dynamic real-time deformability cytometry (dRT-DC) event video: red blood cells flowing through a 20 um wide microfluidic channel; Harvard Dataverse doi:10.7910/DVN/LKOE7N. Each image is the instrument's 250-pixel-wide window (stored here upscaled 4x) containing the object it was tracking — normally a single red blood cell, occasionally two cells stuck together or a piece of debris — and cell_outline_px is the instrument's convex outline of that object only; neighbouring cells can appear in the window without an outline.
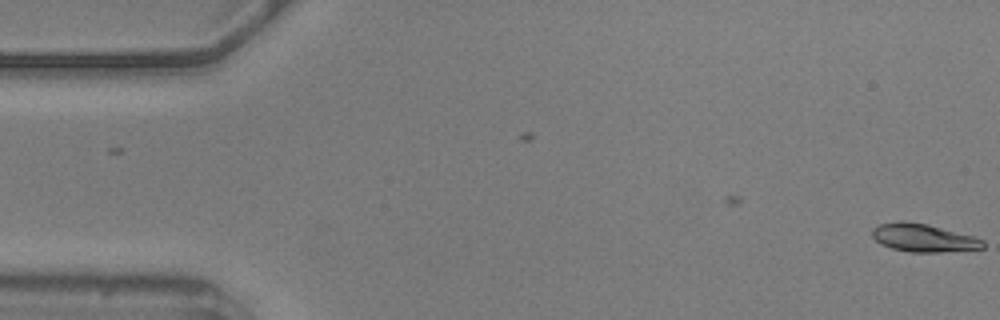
{"species": "common noctule bat (a hibernating species)", "species_latin": "Nyctalus noctula", "temperature_condition": "warm", "stored_images_in_passage": 43, "camera_frame_rate_fps": 3000, "um_per_image_px": 0.085, "animal": {"sex": "male", "body_mass_g": 20.5, "forearm_length_mm": 52.5}, "frame": {"image": 1, "passage_image": 1, "time_ms": 0.0, "image_size_px": [1000, 320], "cell_outline_px": [[984, 248], [940, 252], [912, 252], [892, 248], [880, 244], [872, 236], [872, 228], [880, 224], [900, 220], [928, 224], [972, 236], [984, 240]], "centroid_in_image_um": [78.47, 20.21], "position_along_channel_um": 6.5, "area_um2": 17.98}}
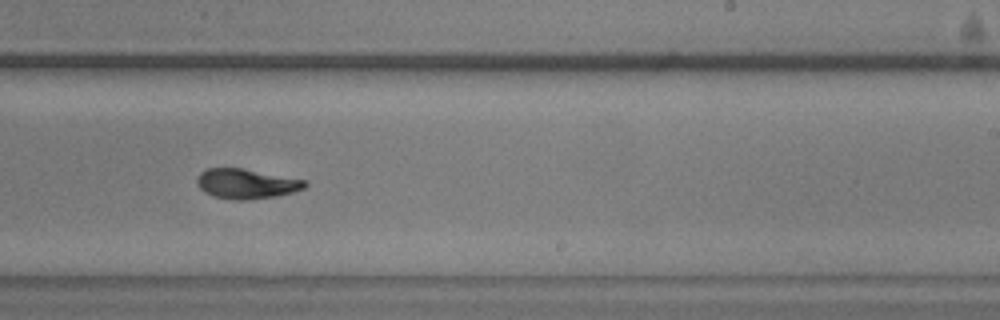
{"frame": {"image": 2, "passage_image": 34, "time_ms": 11.0, "image_size_px": [1000, 320], "cell_outline_px": [[308, 184], [304, 188], [292, 192], [276, 196], [248, 200], [236, 200], [212, 196], [204, 192], [200, 188], [196, 180], [200, 172], [208, 168], [244, 168], [308, 180]], "centroid_in_image_um": [20.96, 15.61], "position_along_channel_um": 268.0, "area_um2": 18.96}}
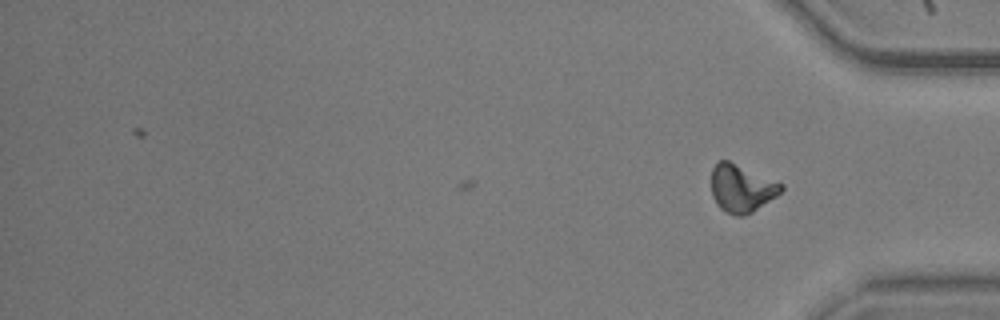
{"frame": {"image": 3, "passage_image": 43, "time_ms": 14.0, "image_size_px": [1000, 320], "cell_outline_px": [[784, 188], [776, 196], [752, 212], [744, 216], [736, 216], [724, 212], [716, 204], [712, 196], [712, 168], [716, 160], [728, 160], [784, 184]], "centroid_in_image_um": [63.01, 16.01], "position_along_channel_um": 372.2, "area_um2": 19.48}, "authors_computed_cell_mechanics": {"area_um2": 18.785, "velocity_mm_per_s": 3.5971, "shape_relaxation_time_tau1_ms": 4.3627, "shape_relaxation_time_tau2_ms": 2.0206, "deformation_change_tau1": 0.1799, "deformation_change_tau2": 0.0705}}